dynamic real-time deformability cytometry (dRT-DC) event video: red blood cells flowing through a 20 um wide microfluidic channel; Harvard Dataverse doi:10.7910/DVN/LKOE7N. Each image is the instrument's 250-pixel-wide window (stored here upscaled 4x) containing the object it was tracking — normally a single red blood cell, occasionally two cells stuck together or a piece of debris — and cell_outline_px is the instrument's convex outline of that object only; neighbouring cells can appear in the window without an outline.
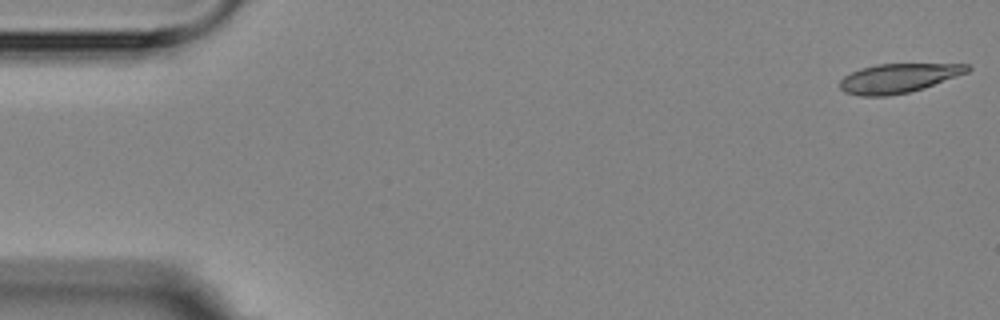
{"species": "Egyptian fruit bat (a non-hibernating species)", "species_latin": "Rousettus aegyptiacus", "temperature_condition": "room temperature", "stored_images_in_passage": 2, "segment_of_instrument_passage": [2, 2], "camera_frame_rate_fps": 3000, "um_per_image_px": 0.085, "animal": {"sex": "female"}, "frame": {"image": 1, "passage_image": 2, "time_ms": 2.333, "image_size_px": [1000, 320], "cell_outline_px": [[972, 68], [968, 72], [924, 88], [908, 92], [888, 96], [860, 96], [844, 92], [840, 88], [840, 80], [844, 76], [860, 68], [876, 64], [968, 64]], "centroid_in_image_um": [76.35, 6.64], "position_along_channel_um": 8.7, "area_um2": 21.68}}